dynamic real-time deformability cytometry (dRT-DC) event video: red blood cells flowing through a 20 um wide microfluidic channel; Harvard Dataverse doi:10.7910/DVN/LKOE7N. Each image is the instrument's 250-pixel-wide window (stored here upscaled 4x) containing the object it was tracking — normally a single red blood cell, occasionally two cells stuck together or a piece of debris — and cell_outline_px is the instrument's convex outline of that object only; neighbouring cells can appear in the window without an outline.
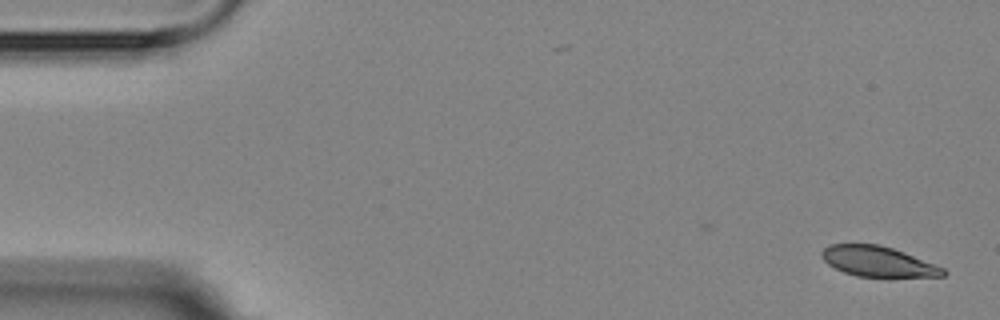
{"species": "Egyptian fruit bat (a non-hibernating species)", "species_latin": "Rousettus aegyptiacus", "temperature_condition": "room temperature", "stored_images_in_passage": 2, "camera_frame_rate_fps": 3000, "um_per_image_px": 0.085, "animal": {"sex": "female"}, "frame": {"image": 1, "passage_image": 2, "time_ms": 1.333, "image_size_px": [1000, 320], "cell_outline_px": [[948, 272], [944, 276], [888, 280], [856, 276], [844, 272], [828, 264], [820, 256], [820, 252], [828, 244], [880, 244], [904, 252], [944, 268]], "centroid_in_image_um": [74.68, 22.29], "position_along_channel_um": 10.3, "area_um2": 22.48}}